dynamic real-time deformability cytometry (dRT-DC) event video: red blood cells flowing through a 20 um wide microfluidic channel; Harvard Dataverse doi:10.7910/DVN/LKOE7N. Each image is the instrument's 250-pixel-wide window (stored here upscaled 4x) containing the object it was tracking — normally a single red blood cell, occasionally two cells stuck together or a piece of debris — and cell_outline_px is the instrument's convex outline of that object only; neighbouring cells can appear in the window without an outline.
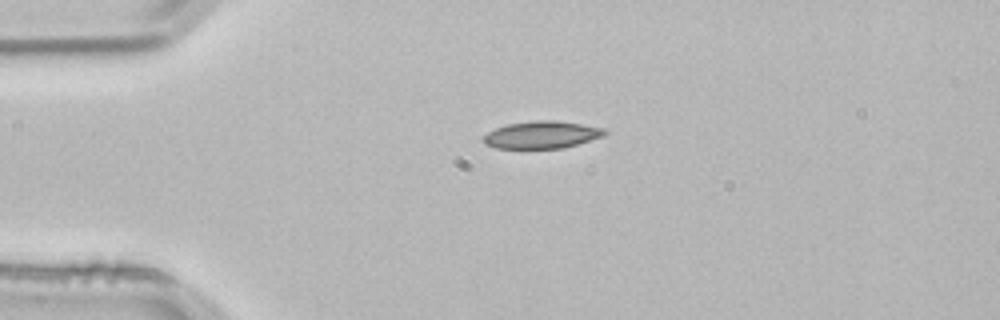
{"species": "common noctule bat (a hibernating species)", "species_latin": "Nyctalus noctula", "temperature_condition": "room temperature", "stored_images_in_passage": 2, "camera_frame_rate_fps": 3000, "um_per_image_px": 0.085, "animal": {"sex": "male", "body_mass_g": 21.5, "forearm_length_mm": 52.0}, "frame": {"image": 1, "passage_image": 2, "time_ms": 0.333, "image_size_px": [1000, 320], "cell_outline_px": [[608, 132], [604, 136], [564, 148], [496, 148], [484, 144], [484, 136], [488, 132], [496, 128], [508, 124], [532, 120], [556, 120], [604, 128]], "centroid_in_image_um": [46.07, 11.45], "position_along_channel_um": 38.9, "area_um2": 19.25}}